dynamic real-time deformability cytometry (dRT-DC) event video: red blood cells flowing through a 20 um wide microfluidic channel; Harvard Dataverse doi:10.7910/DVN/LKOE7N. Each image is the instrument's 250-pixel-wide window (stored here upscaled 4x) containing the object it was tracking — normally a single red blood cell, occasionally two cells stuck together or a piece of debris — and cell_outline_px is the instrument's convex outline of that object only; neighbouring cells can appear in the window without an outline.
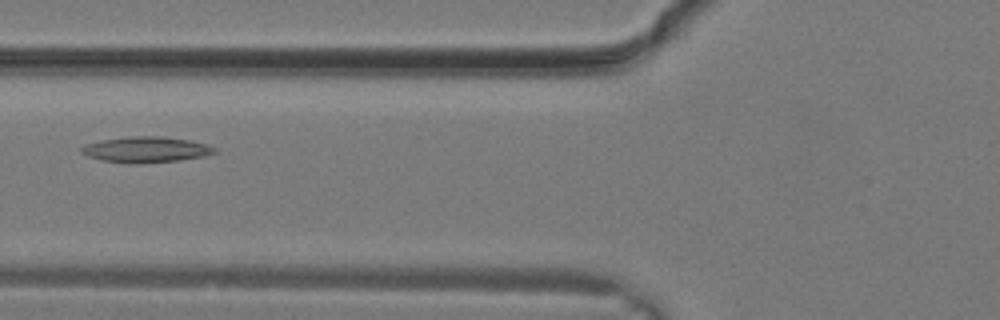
{"species": "common noctule bat (a hibernating species)", "species_latin": "Nyctalus noctula", "temperature_condition": "warm", "stored_images_in_passage": 19, "camera_frame_rate_fps": 3000, "um_per_image_px": 0.085, "animal": {"sex": "male", "body_mass_g": 19.2, "forearm_length_mm": 51.8}, "frame": {"image": 1, "passage_image": 9, "time_ms": 2.667, "image_size_px": [1000, 320], "cell_outline_px": [[216, 152], [204, 156], [180, 160], [132, 164], [128, 164], [100, 160], [88, 156], [80, 152], [80, 148], [84, 144], [104, 140], [128, 136], [160, 136], [188, 140], [208, 144], [216, 148]], "centroid_in_image_um": [12.39, 12.72], "position_along_channel_um": 113.4, "area_um2": 20.06}}
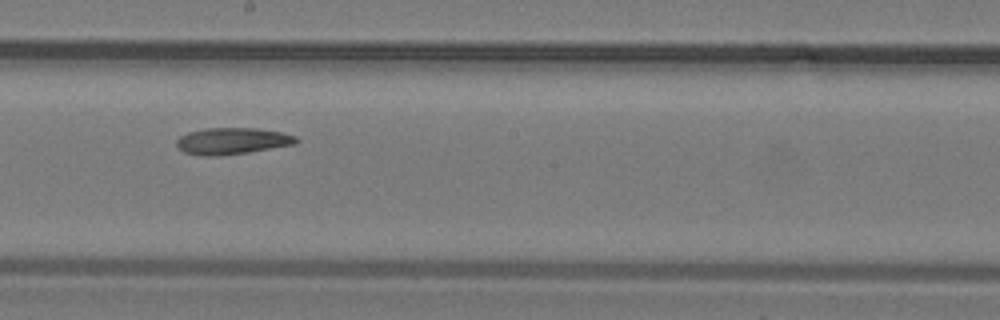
{"frame": {"image": 2, "passage_image": 14, "time_ms": 4.333, "image_size_px": [1000, 320], "cell_outline_px": [[300, 140], [296, 144], [248, 152], [220, 156], [200, 156], [184, 152], [176, 144], [176, 140], [180, 136], [188, 132], [204, 128], [256, 128], [280, 132], [296, 136]], "centroid_in_image_um": [19.73, 11.99], "position_along_channel_um": 228.5, "area_um2": 18.61}}
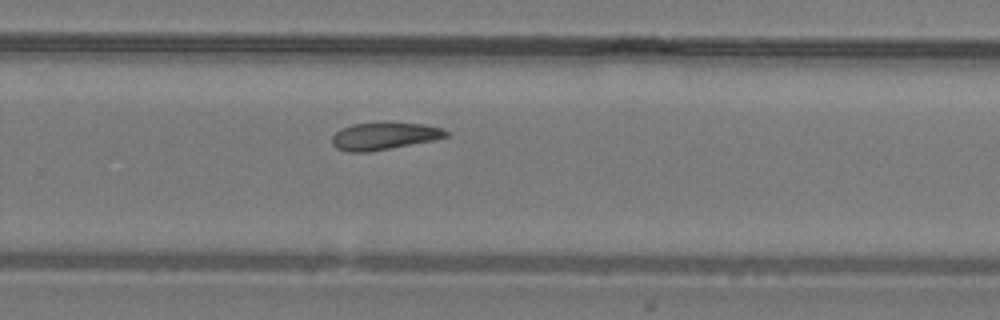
{"frame": {"image": 3, "passage_image": 17, "time_ms": 5.333, "image_size_px": [1000, 320], "cell_outline_px": [[448, 136], [432, 140], [368, 152], [348, 152], [336, 148], [332, 144], [332, 136], [340, 128], [352, 124], [380, 120], [388, 120], [424, 124], [440, 128], [448, 132]], "centroid_in_image_um": [32.6, 11.51], "position_along_channel_um": 297.2, "area_um2": 18.67}}